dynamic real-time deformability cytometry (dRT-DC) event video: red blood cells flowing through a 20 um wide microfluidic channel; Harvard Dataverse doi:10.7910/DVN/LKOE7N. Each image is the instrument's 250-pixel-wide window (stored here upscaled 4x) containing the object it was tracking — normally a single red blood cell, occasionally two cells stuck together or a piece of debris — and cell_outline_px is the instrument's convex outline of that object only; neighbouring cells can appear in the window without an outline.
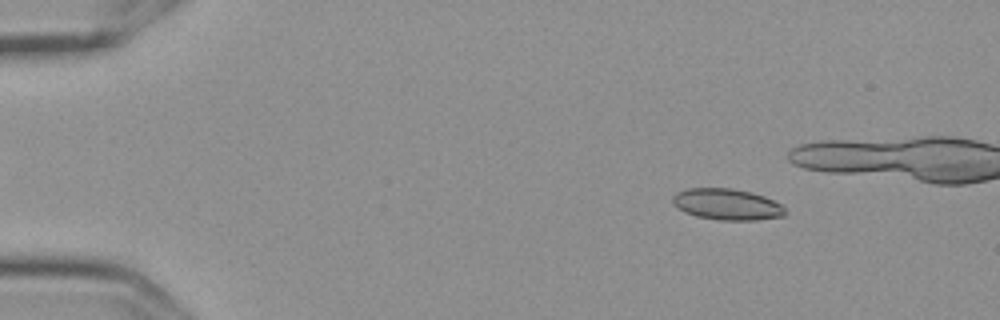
{"species": "Egyptian fruit bat (a non-hibernating species)", "species_latin": "Rousettus aegyptiacus", "temperature_condition": "cold", "stored_images_in_passage": 58, "camera_frame_rate_fps": 3000, "um_per_image_px": 0.085, "frame": {"image": 1, "passage_image": 8, "time_ms": 2.333, "image_size_px": [1000, 320], "cell_outline_px": [[784, 216], [756, 220], [720, 220], [696, 216], [684, 212], [672, 204], [672, 196], [676, 192], [688, 188], [732, 188], [752, 192], [764, 196], [780, 204], [784, 208]], "centroid_in_image_um": [61.75, 17.36], "position_along_channel_um": 23.2, "area_um2": 20.52}}
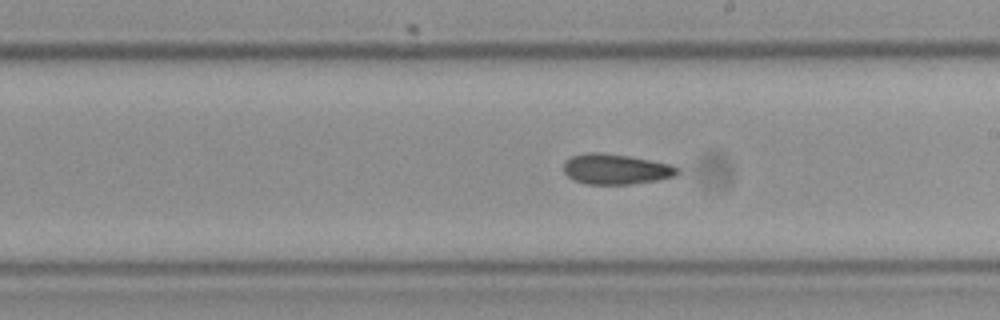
{"frame": {"image": 2, "passage_image": 33, "time_ms": 10.667, "image_size_px": [1000, 320], "cell_outline_px": [[680, 172], [676, 176], [656, 180], [632, 184], [584, 184], [572, 180], [564, 172], [564, 160], [572, 156], [588, 152], [600, 152], [628, 156], [668, 164], [680, 168]], "centroid_in_image_um": [52.31, 14.38], "position_along_channel_um": 236.7, "area_um2": 20.17}}
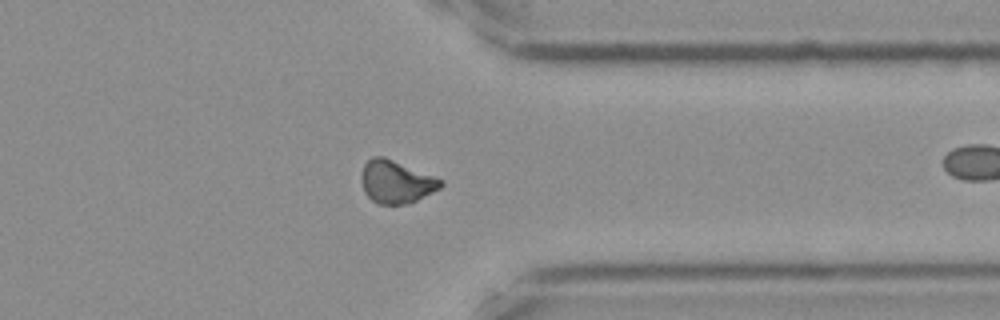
{"frame": {"image": 3, "passage_image": 45, "time_ms": 14.667, "image_size_px": [1000, 320], "cell_outline_px": [[444, 184], [440, 188], [408, 204], [380, 204], [372, 200], [364, 192], [360, 180], [360, 176], [364, 164], [372, 156], [384, 156], [444, 180]], "centroid_in_image_um": [33.65, 15.44], "position_along_channel_um": 377.7, "area_um2": 19.83}, "authors_computed_cell_mechanics": {"area_um2": 19.8254, "velocity_mm_per_s": 3.608, "shape_relaxation_time_tau1_ms": null, "shape_relaxation_time_tau2_ms": 3.4758, "deformation_change_tau1": null, "deformation_change_tau2": 0.0814}}